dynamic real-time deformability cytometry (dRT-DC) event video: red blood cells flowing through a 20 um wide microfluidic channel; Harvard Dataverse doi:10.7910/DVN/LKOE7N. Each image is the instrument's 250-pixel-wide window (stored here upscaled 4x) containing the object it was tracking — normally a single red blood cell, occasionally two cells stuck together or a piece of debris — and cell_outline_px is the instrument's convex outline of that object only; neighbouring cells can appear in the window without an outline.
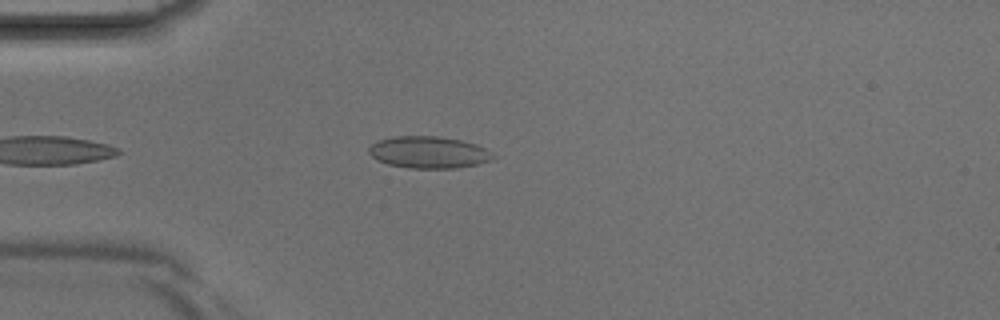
{"species": "Egyptian fruit bat (a non-hibernating species)", "species_latin": "Rousettus aegyptiacus", "temperature_condition": "room temperature", "stored_images_in_passage": 4, "camera_frame_rate_fps": 3000, "um_per_image_px": 0.085, "animal": {"sex": "male"}, "frame": {"image": 1, "passage_image": 4, "time_ms": 1.0, "image_size_px": [1000, 320], "cell_outline_px": [[496, 156], [492, 160], [476, 164], [456, 168], [408, 168], [388, 164], [376, 160], [368, 152], [368, 148], [376, 140], [396, 136], [440, 136], [460, 140], [476, 144], [484, 148]], "centroid_in_image_um": [36.41, 12.94], "position_along_channel_um": 48.6, "area_um2": 23.12}}